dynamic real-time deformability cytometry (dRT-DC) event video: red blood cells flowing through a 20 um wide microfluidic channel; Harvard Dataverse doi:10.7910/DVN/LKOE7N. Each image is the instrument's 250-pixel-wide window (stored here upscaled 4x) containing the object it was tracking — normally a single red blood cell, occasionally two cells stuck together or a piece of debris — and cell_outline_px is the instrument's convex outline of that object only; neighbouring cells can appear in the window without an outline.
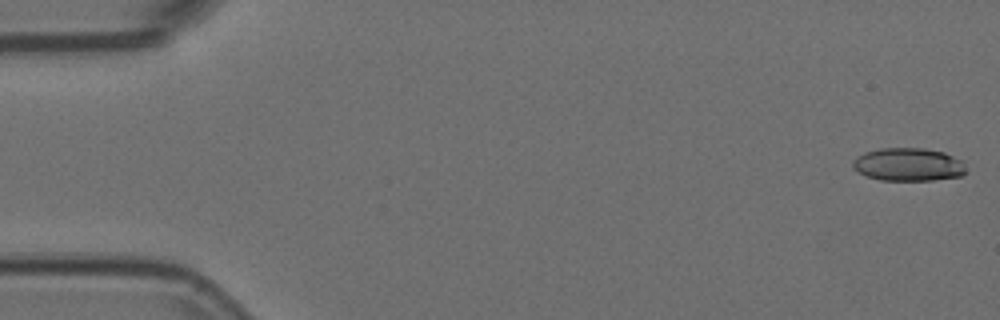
{"species": "Egyptian fruit bat (a non-hibernating species)", "species_latin": "Rousettus aegyptiacus", "temperature_condition": "room temperature", "stored_images_in_passage": 54, "camera_frame_rate_fps": 3000, "um_per_image_px": 0.085, "animal": {"sex": "female"}, "frame": {"image": 1, "passage_image": 1, "time_ms": 0.0, "image_size_px": [1000, 320], "cell_outline_px": [[968, 172], [960, 176], [932, 180], [880, 180], [868, 176], [852, 168], [852, 160], [856, 156], [864, 152], [880, 148], [924, 148], [944, 152], [960, 160], [964, 164]], "centroid_in_image_um": [77.2, 13.98], "position_along_channel_um": 7.8, "area_um2": 21.91}}
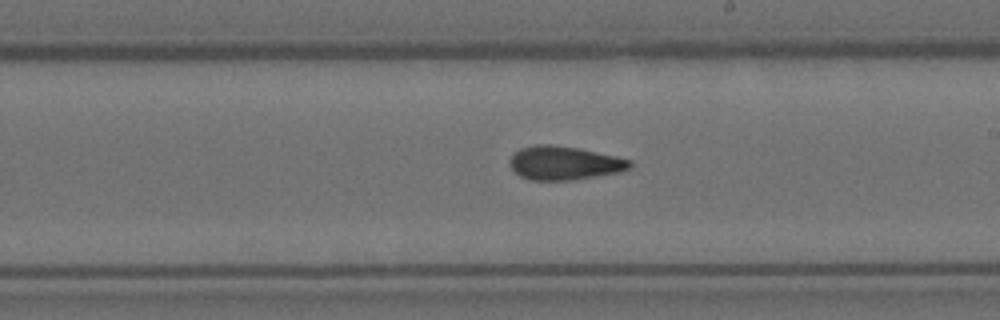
{"frame": {"image": 2, "passage_image": 31, "time_ms": 10.0, "image_size_px": [1000, 320], "cell_outline_px": [[632, 164], [628, 168], [620, 172], [572, 180], [532, 180], [520, 176], [512, 168], [508, 160], [520, 148], [536, 144], [552, 144], [580, 148], [616, 156], [632, 160]], "centroid_in_image_um": [47.96, 13.84], "position_along_channel_um": 241.0, "area_um2": 23.58}}
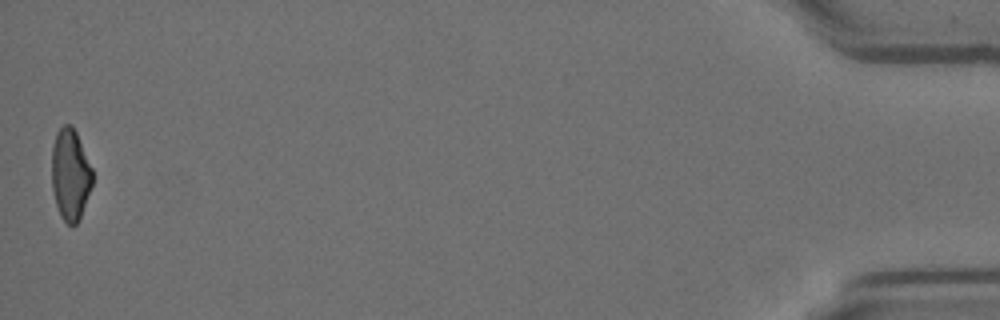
{"frame": {"image": 3, "passage_image": 54, "time_ms": 17.667, "image_size_px": [1000, 320], "cell_outline_px": [[92, 184], [80, 220], [72, 228], [60, 216], [56, 204], [52, 188], [52, 144], [56, 132], [64, 124], [72, 124], [76, 132], [92, 168]], "centroid_in_image_um": [5.97, 14.85], "position_along_channel_um": 429.2, "area_um2": 21.85}, "authors_computed_cell_mechanics": {"area_um2": 23.0911, "velocity_mm_per_s": 3.741, "shape_relaxation_time_tau1_ms": 6.7628, "shape_relaxation_time_tau2_ms": 3.6043, "deformation_change_tau1": 0.1711, "deformation_change_tau2": 0.1118}}